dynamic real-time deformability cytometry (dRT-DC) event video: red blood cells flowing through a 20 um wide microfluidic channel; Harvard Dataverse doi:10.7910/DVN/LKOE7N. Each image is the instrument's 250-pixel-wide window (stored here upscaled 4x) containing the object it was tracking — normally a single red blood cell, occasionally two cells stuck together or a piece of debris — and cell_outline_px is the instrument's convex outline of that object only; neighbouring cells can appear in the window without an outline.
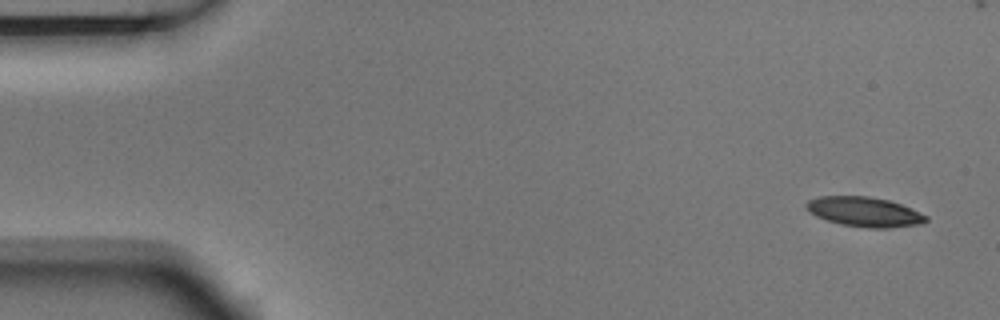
{"species": "Egyptian fruit bat (a non-hibernating species)", "species_latin": "Rousettus aegyptiacus", "temperature_condition": "room temperature", "stored_images_in_passage": 5, "camera_frame_rate_fps": 3000, "um_per_image_px": 0.085, "animal": {"sex": "male"}, "frame": {"image": 1, "passage_image": 1, "time_ms": 0.0, "image_size_px": [1000, 320], "cell_outline_px": [[928, 220], [924, 224], [888, 228], [864, 228], [840, 224], [816, 216], [808, 212], [804, 204], [808, 200], [820, 196], [868, 196], [888, 200], [900, 204], [928, 216]], "centroid_in_image_um": [73.47, 18.01], "position_along_channel_um": 11.5, "area_um2": 20.87}}
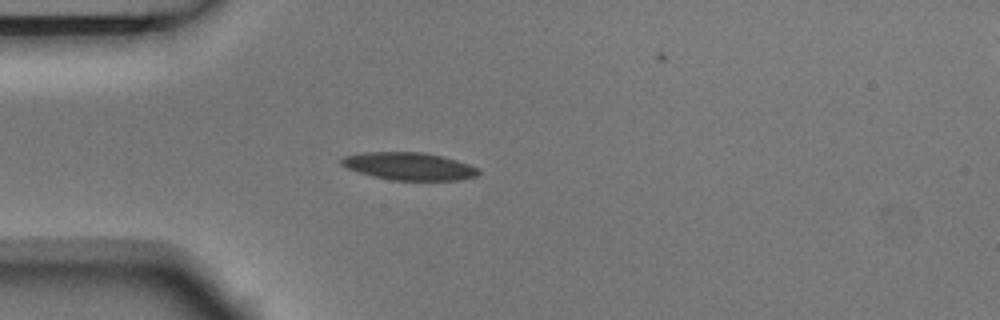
{"frame": {"image": 2, "passage_image": 4, "time_ms": 1.0, "image_size_px": [1000, 320], "cell_outline_px": [[480, 172], [476, 176], [460, 180], [392, 180], [372, 176], [356, 172], [340, 164], [340, 160], [344, 156], [364, 152], [424, 152], [456, 160], [480, 168]], "centroid_in_image_um": [34.76, 14.13], "position_along_channel_um": 50.2, "area_um2": 22.08}}